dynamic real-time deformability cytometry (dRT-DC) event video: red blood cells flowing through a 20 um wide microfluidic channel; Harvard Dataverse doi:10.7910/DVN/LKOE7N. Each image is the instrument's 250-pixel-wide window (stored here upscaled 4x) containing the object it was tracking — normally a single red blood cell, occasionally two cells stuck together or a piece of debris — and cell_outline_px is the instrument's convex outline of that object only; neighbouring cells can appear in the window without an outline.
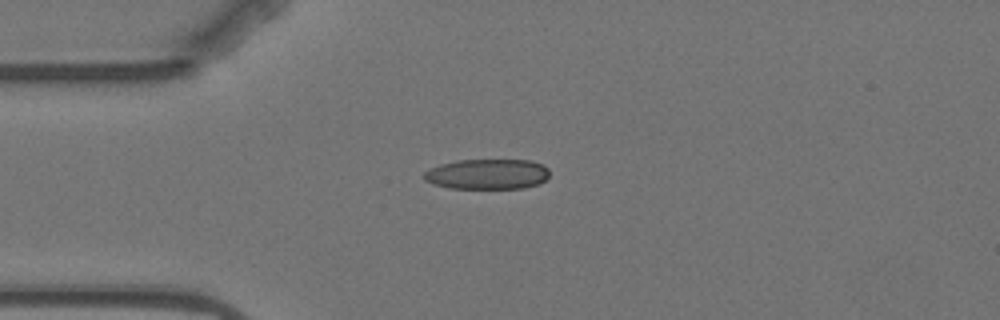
{"species": "Egyptian fruit bat (a non-hibernating species)", "species_latin": "Rousettus aegyptiacus", "temperature_condition": "warm", "stored_images_in_passage": 1, "camera_frame_rate_fps": 3000, "um_per_image_px": 0.085, "animal": {"sex": "female"}, "frame": {"image": 1, "passage_image": 1, "time_ms": 0.0, "image_size_px": [1000, 320], "cell_outline_px": [[548, 176], [540, 184], [524, 188], [448, 188], [432, 184], [424, 180], [420, 176], [428, 168], [440, 164], [456, 160], [528, 160], [544, 164], [548, 168]], "centroid_in_image_um": [41.38, 14.8], "position_along_channel_um": 43.6, "area_um2": 22.48}}